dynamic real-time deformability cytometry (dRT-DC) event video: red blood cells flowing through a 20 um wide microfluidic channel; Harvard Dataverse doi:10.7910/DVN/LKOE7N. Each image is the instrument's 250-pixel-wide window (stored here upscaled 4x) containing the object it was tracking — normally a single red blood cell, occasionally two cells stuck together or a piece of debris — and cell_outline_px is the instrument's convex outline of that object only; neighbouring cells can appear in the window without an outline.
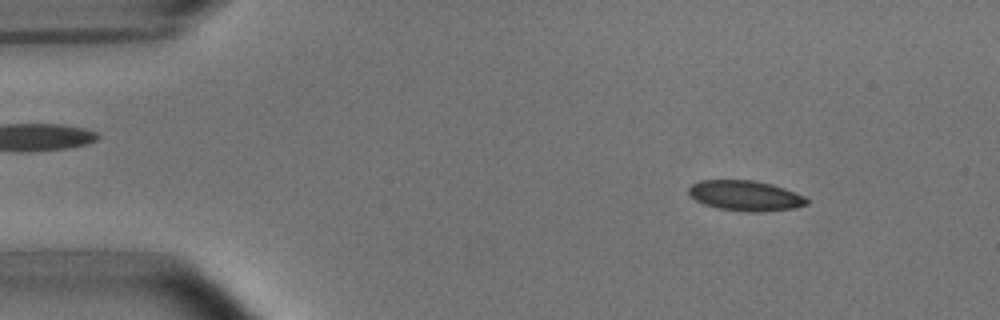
{"species": "common noctule bat (a hibernating species)", "species_latin": "Nyctalus noctula", "temperature_condition": "room temperature", "stored_images_in_passage": 3, "camera_frame_rate_fps": 3000, "um_per_image_px": 0.085, "animal": {"sex": "male", "body_mass_g": 15.6}, "frame": {"image": 1, "passage_image": 1, "time_ms": 0.0, "image_size_px": [1000, 320], "cell_outline_px": [[808, 204], [796, 208], [756, 212], [720, 208], [704, 204], [696, 200], [688, 192], [688, 188], [692, 184], [700, 180], [752, 180], [772, 184], [784, 188], [804, 196], [808, 200]], "centroid_in_image_um": [63.37, 16.62], "position_along_channel_um": 21.6, "area_um2": 20.58}}